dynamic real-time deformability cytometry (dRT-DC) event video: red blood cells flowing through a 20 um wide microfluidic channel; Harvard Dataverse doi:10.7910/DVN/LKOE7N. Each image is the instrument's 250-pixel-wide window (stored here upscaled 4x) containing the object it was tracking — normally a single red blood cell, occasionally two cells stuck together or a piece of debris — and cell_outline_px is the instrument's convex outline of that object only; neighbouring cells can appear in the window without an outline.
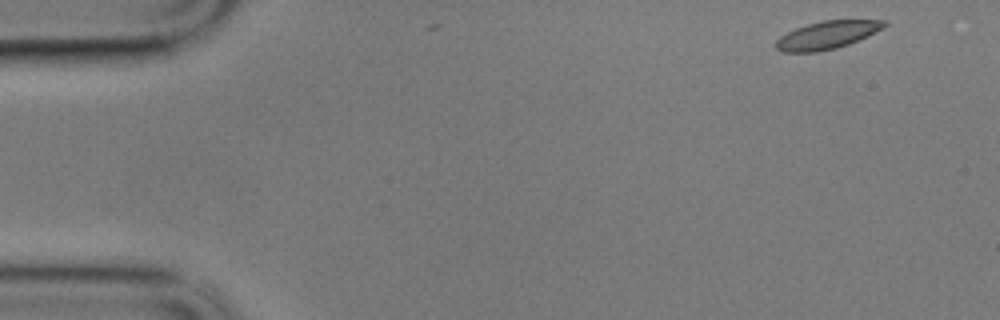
{"species": "common noctule bat (a hibernating species)", "species_latin": "Nyctalus noctula", "temperature_condition": "cold", "stored_images_in_passage": 4, "camera_frame_rate_fps": 3000, "um_per_image_px": 0.085, "animal": {"sex": "male", "body_mass_g": 17.9}, "frame": {"image": 1, "passage_image": 1, "time_ms": 0.0, "image_size_px": [1000, 320], "cell_outline_px": [[888, 24], [868, 36], [848, 44], [836, 48], [816, 52], [784, 52], [776, 48], [776, 40], [780, 36], [796, 28], [808, 24], [824, 20], [888, 20]], "centroid_in_image_um": [70.31, 2.98], "position_along_channel_um": 14.7, "area_um2": 17.4}}